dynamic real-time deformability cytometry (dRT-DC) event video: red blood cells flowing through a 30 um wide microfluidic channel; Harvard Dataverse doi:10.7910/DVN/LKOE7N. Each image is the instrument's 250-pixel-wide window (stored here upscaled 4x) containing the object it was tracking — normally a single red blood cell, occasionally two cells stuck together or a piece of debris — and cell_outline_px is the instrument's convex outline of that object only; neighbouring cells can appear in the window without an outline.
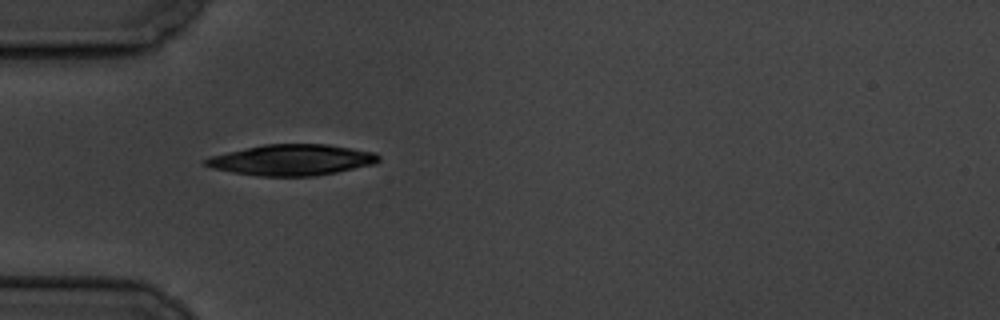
{"species": "common noctule bat (a hibernating species)", "species_latin": "Nyctalus noctula", "temperature_condition": "cold", "stored_images_in_passage": 3, "camera_frame_rate_fps": 3000, "um_per_image_px": 0.085, "animal": {"sex": "male", "body_mass_g": 19.5, "forearm_length_mm": 54.6}, "frame": {"image": 1, "passage_image": 1, "time_ms": 0.0, "image_size_px": [1000, 320], "cell_outline_px": [[380, 160], [376, 164], [316, 176], [256, 176], [232, 172], [212, 168], [200, 164], [200, 160], [208, 156], [264, 144], [328, 144], [376, 152], [380, 156]], "centroid_in_image_um": [24.77, 13.59], "position_along_channel_um": 60.2, "area_um2": 31.62}}